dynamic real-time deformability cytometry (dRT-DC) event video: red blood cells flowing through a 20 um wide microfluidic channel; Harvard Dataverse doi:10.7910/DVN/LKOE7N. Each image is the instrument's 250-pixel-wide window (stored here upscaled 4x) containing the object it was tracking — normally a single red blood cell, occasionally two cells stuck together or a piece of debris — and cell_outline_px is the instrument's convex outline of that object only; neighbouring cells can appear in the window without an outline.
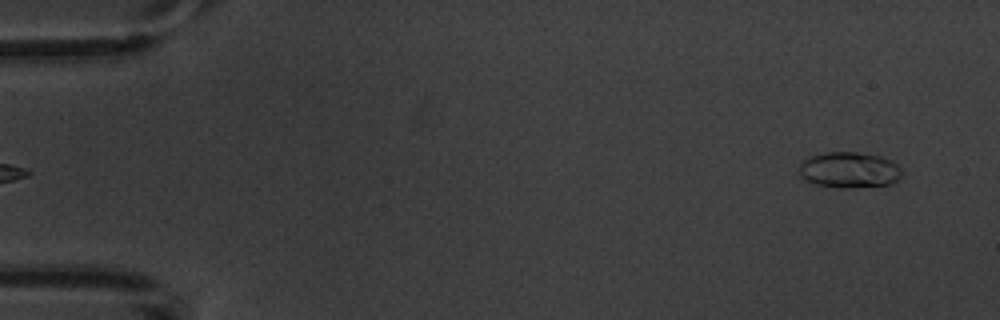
{"species": "common noctule bat (a hibernating species)", "species_latin": "Nyctalus noctula", "temperature_condition": "warm", "stored_images_in_passage": 4, "camera_frame_rate_fps": 3000, "um_per_image_px": 0.085, "animal": {"sex": "male", "body_mass_g": 20.1, "forearm_length_mm": 53.5}, "frame": {"image": 1, "passage_image": 4, "time_ms": 4.333, "image_size_px": [1000, 320], "cell_outline_px": [[900, 176], [892, 184], [848, 188], [840, 188], [816, 184], [800, 176], [800, 160], [808, 156], [824, 152], [856, 152], [880, 156], [892, 160], [900, 168]], "centroid_in_image_um": [72.15, 14.43], "position_along_channel_um": 12.8, "area_um2": 21.5}}